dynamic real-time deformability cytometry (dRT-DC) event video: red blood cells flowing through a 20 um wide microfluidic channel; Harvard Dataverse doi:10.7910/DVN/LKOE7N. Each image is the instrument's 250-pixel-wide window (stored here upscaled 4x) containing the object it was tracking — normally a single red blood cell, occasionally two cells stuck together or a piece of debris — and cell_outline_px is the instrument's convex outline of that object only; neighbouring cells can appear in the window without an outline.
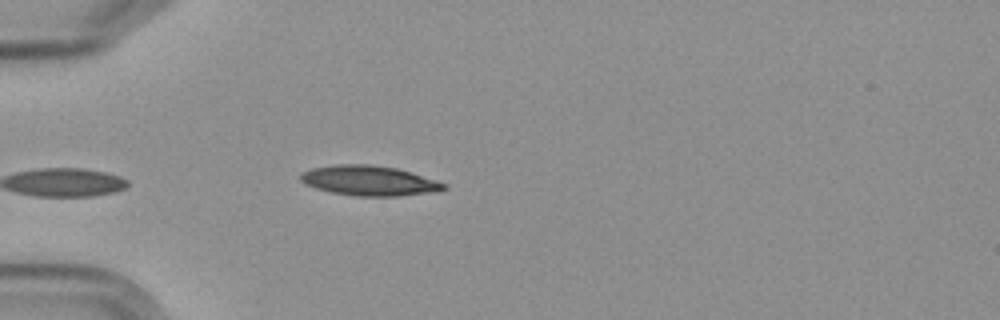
{"species": "Egyptian fruit bat (a non-hibernating species)", "species_latin": "Rousettus aegyptiacus", "temperature_condition": "cold", "stored_images_in_passage": 3, "camera_frame_rate_fps": 3000, "um_per_image_px": 0.085, "frame": {"image": 1, "passage_image": 2, "time_ms": 1.333, "image_size_px": [1000, 320], "cell_outline_px": [[448, 184], [444, 188], [428, 192], [400, 196], [356, 196], [332, 192], [316, 188], [304, 184], [300, 180], [300, 176], [304, 172], [312, 168], [336, 164], [372, 164], [396, 168], [436, 180]], "centroid_in_image_um": [31.34, 15.35], "position_along_channel_um": 53.7, "area_um2": 24.74}}